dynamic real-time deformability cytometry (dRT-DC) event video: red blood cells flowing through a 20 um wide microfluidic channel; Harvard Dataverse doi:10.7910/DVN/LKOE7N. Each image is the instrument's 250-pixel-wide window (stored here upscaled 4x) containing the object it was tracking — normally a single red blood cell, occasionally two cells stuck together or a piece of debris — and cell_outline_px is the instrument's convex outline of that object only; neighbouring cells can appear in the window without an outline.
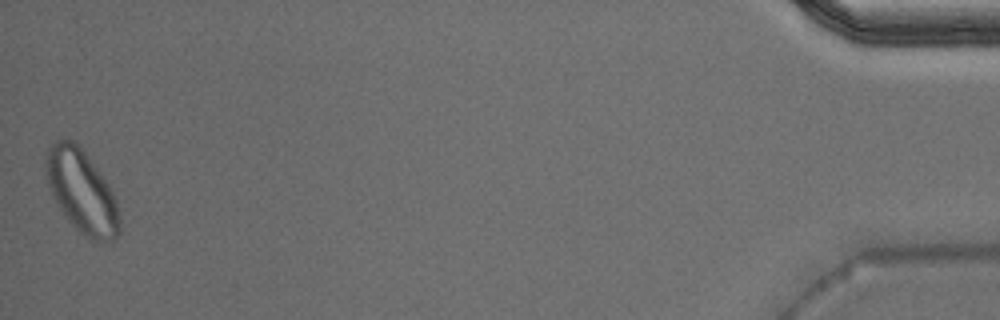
{"species": "Egyptian fruit bat (a non-hibernating species)", "species_latin": "Rousettus aegyptiacus", "temperature_condition": "warm", "stored_images_in_passage": 38, "segment_of_instrument_passage": [2, 2], "camera_frame_rate_fps": 3000, "um_per_image_px": 0.085, "animal": {"sex": "male"}, "frame": {"image": 1, "passage_image": 38, "time_ms": 12.333, "image_size_px": [1000, 320], "cell_outline_px": [[120, 232], [116, 240], [100, 244], [84, 236], [68, 220], [56, 204], [52, 196], [44, 172], [44, 160], [48, 144], [56, 140], [72, 140], [80, 144], [108, 184], [116, 200], [120, 220]], "centroid_in_image_um": [6.93, 16.28], "position_along_channel_um": 428.3, "area_um2": 36.36}}